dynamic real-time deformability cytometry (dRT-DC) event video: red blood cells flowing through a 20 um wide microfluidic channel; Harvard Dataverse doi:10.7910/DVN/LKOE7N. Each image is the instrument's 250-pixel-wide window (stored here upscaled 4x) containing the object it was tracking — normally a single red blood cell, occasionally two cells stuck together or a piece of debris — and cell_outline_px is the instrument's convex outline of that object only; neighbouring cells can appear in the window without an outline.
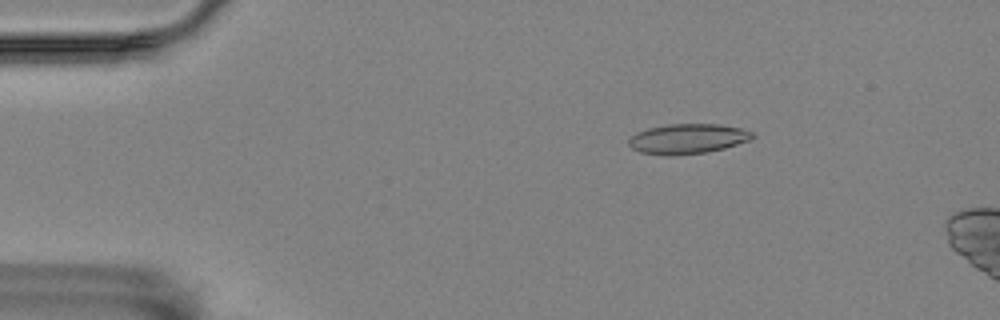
{"species": "Egyptian fruit bat (a non-hibernating species)", "species_latin": "Rousettus aegyptiacus", "temperature_condition": "room temperature", "stored_images_in_passage": 15, "camera_frame_rate_fps": 3000, "um_per_image_px": 0.085, "animal": {"sex": "female"}, "frame": {"image": 1, "passage_image": 9, "time_ms": 2.667, "image_size_px": [1000, 320], "cell_outline_px": [[756, 136], [748, 140], [724, 148], [704, 152], [672, 156], [668, 156], [640, 152], [632, 148], [628, 144], [628, 140], [636, 132], [648, 128], [668, 124], [720, 124], [740, 128], [752, 132]], "centroid_in_image_um": [58.42, 11.79], "position_along_channel_um": 26.6, "area_um2": 21.5}}